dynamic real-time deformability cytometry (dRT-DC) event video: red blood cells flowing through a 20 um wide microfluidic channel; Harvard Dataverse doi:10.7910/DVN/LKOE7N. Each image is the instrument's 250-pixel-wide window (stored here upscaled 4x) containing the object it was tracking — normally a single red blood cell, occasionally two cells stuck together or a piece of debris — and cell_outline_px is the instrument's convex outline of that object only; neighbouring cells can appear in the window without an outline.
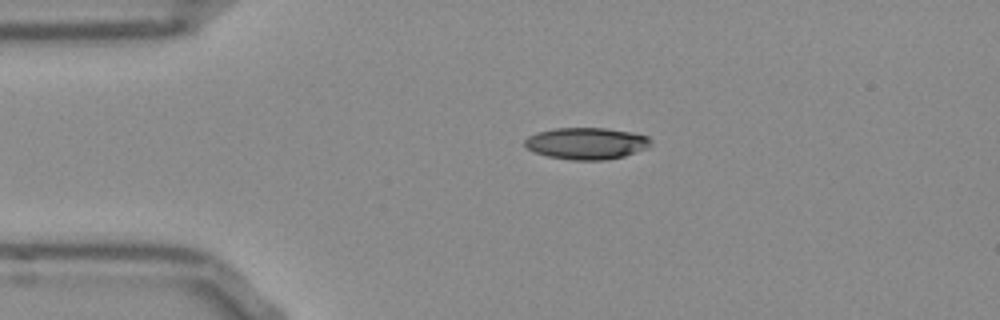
{"species": "Egyptian fruit bat (a non-hibernating species)", "species_latin": "Rousettus aegyptiacus", "temperature_condition": "room temperature", "stored_images_in_passage": 43, "camera_frame_rate_fps": 3000, "um_per_image_px": 0.085, "frame": {"image": 1, "passage_image": 1, "time_ms": 0.0, "image_size_px": [1000, 320], "cell_outline_px": [[652, 144], [648, 148], [624, 156], [604, 160], [572, 160], [548, 156], [536, 152], [528, 148], [524, 144], [524, 140], [528, 136], [536, 132], [556, 128], [608, 128], [632, 132], [648, 136], [652, 140]], "centroid_in_image_um": [49.88, 12.18], "position_along_channel_um": 35.1, "area_um2": 23.41}}
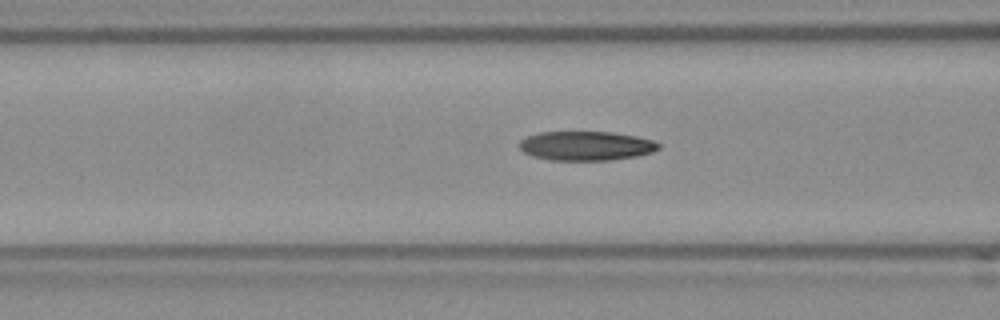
{"frame": {"image": 2, "passage_image": 10, "time_ms": 3.0, "image_size_px": [1000, 320], "cell_outline_px": [[660, 148], [652, 152], [636, 156], [612, 160], [548, 160], [532, 156], [524, 152], [516, 144], [520, 140], [528, 136], [540, 132], [612, 132], [636, 136], [652, 140], [660, 144]], "centroid_in_image_um": [49.79, 12.4], "position_along_channel_um": 116.8, "area_um2": 23.81}}
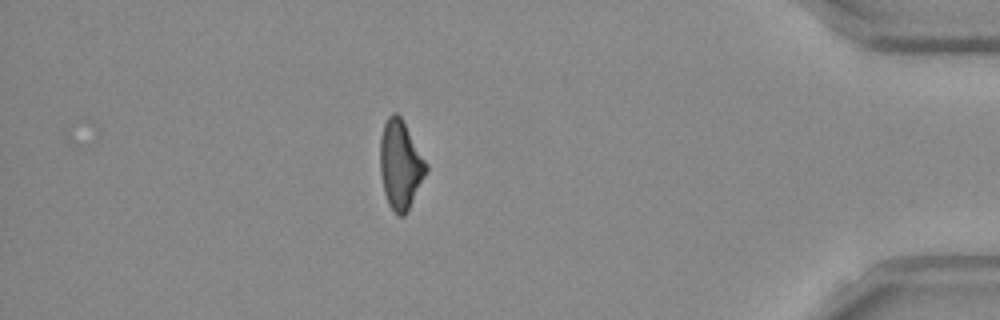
{"frame": {"image": 3, "passage_image": 36, "time_ms": 11.667, "image_size_px": [1000, 320], "cell_outline_px": [[428, 168], [404, 216], [396, 216], [388, 204], [384, 192], [380, 172], [380, 136], [384, 124], [388, 116], [392, 112], [396, 112], [400, 116], [428, 164]], "centroid_in_image_um": [34.0, 13.98], "position_along_channel_um": 401.2, "area_um2": 23.52}, "authors_computed_cell_mechanics": {"area_um2": 24.0448, "velocity_mm_per_s": 3.8134, "shape_relaxation_time_tau1_ms": 11.072, "shape_relaxation_time_tau2_ms": 4.7507, "deformation_change_tau1": 0.2412, "deformation_change_tau2": 0.1446}}